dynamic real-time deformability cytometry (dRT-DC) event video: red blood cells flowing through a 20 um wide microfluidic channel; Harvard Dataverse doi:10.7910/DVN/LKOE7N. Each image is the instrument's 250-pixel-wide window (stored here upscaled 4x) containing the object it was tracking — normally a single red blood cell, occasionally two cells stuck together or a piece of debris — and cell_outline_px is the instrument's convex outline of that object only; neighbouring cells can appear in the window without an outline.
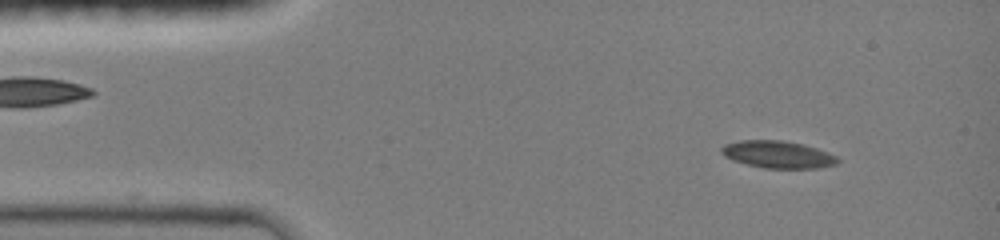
{"species": "common noctule bat (a hibernating species)", "species_latin": "Nyctalus noctula", "temperature_condition": "room temperature", "stored_images_in_passage": 43, "camera_frame_rate_fps": 3000, "um_per_image_px": 0.085, "animal": {"sex": "female", "body_mass_g": 19.0, "forearm_length_mm": 51.5}, "frame": {"image": 1, "passage_image": 1, "time_ms": 0.0, "image_size_px": [1000, 240], "cell_outline_px": [[840, 160], [836, 164], [816, 168], [764, 168], [732, 160], [724, 156], [720, 152], [720, 148], [724, 144], [740, 140], [784, 140], [804, 144], [828, 152], [836, 156]], "centroid_in_image_um": [66.1, 13.12], "position_along_channel_um": 18.9, "area_um2": 18.5}}
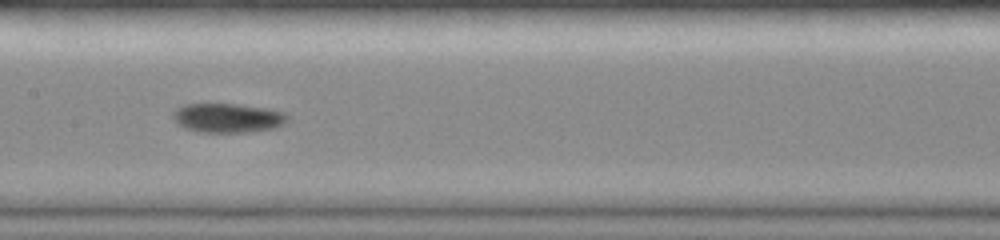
{"frame": {"image": 2, "passage_image": 19, "time_ms": 6.0, "image_size_px": [1000, 240], "cell_outline_px": [[288, 120], [284, 124], [272, 128], [252, 132], [200, 132], [184, 128], [176, 124], [172, 116], [172, 112], [176, 108], [184, 104], [236, 104], [268, 108], [284, 112], [288, 116]], "centroid_in_image_um": [19.33, 10.02], "position_along_channel_um": 188.1, "area_um2": 19.71}}
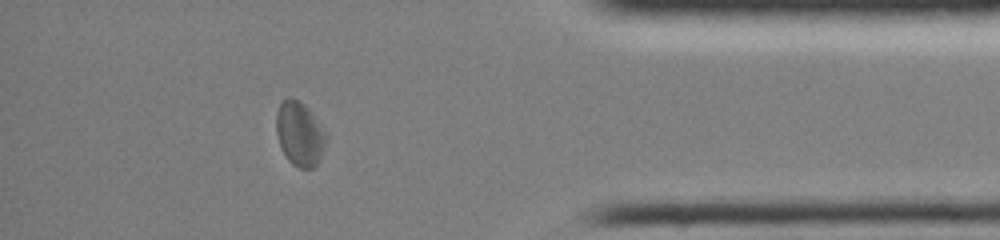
{"frame": {"image": 3, "passage_image": 37, "time_ms": 12.0, "image_size_px": [1000, 240], "cell_outline_px": [[328, 140], [320, 160], [312, 168], [300, 168], [292, 164], [288, 160], [280, 148], [276, 132], [276, 112], [280, 100], [288, 96], [292, 96], [300, 100], [312, 112], [328, 136]], "centroid_in_image_um": [25.47, 11.34], "position_along_channel_um": 409.7, "area_um2": 19.25}}